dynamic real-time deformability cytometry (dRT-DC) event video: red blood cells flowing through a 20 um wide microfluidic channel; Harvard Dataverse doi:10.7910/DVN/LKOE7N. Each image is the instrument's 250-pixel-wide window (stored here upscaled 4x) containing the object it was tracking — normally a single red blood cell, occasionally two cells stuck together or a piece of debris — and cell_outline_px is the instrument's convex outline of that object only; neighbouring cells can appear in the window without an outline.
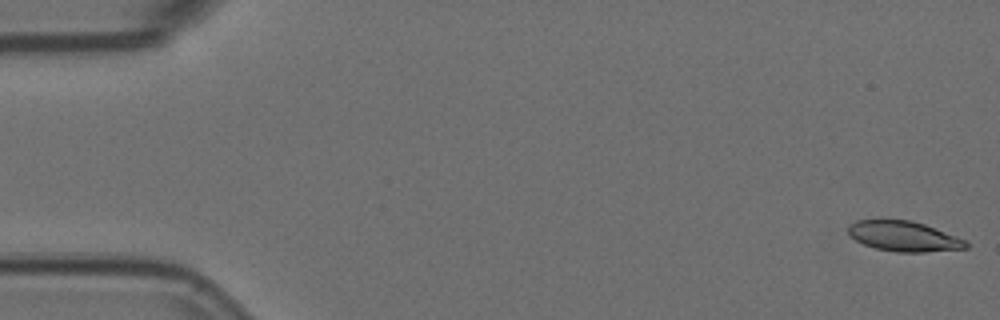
{"species": "Egyptian fruit bat (a non-hibernating species)", "species_latin": "Rousettus aegyptiacus", "temperature_condition": "room temperature", "stored_images_in_passage": 4, "camera_frame_rate_fps": 3000, "um_per_image_px": 0.085, "animal": {"sex": "female"}, "frame": {"image": 1, "passage_image": 1, "time_ms": 0.0, "image_size_px": [1000, 320], "cell_outline_px": [[968, 248], [924, 252], [896, 252], [876, 248], [864, 244], [856, 240], [848, 232], [848, 224], [856, 220], [912, 220], [924, 224], [956, 236], [964, 240], [968, 244]], "centroid_in_image_um": [76.81, 20.08], "position_along_channel_um": 8.2, "area_um2": 20.52}}